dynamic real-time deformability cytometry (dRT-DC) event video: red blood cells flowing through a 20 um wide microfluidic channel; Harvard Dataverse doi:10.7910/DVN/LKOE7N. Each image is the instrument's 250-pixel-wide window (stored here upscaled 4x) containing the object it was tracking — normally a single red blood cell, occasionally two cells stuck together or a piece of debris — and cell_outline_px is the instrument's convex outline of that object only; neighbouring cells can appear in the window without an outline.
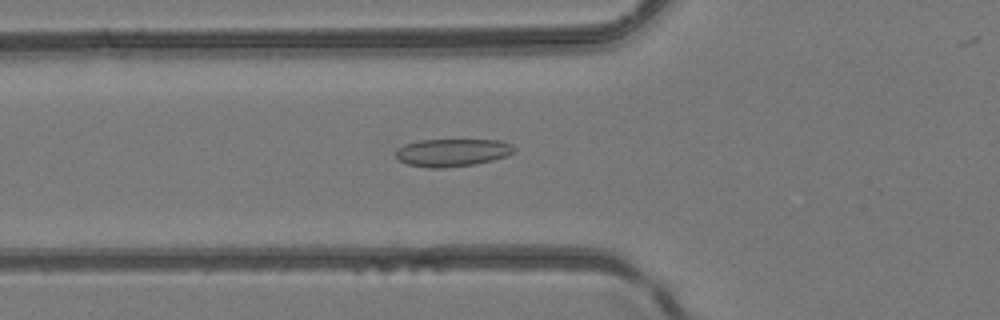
{"species": "common noctule bat (a hibernating species)", "species_latin": "Nyctalus noctula", "temperature_condition": "room temperature", "stored_images_in_passage": 48, "camera_frame_rate_fps": 3000, "um_per_image_px": 0.085, "animal": {"sex": "female", "body_mass_g": 24.6, "forearm_length_mm": 56.2}, "frame": {"image": 1, "passage_image": 17, "time_ms": 5.333, "image_size_px": [1000, 320], "cell_outline_px": [[516, 148], [512, 152], [504, 156], [492, 160], [472, 164], [444, 168], [428, 168], [408, 164], [400, 160], [396, 156], [396, 148], [404, 144], [420, 140], [500, 140], [512, 144]], "centroid_in_image_um": [38.41, 12.96], "position_along_channel_um": 87.4, "area_um2": 18.96}}
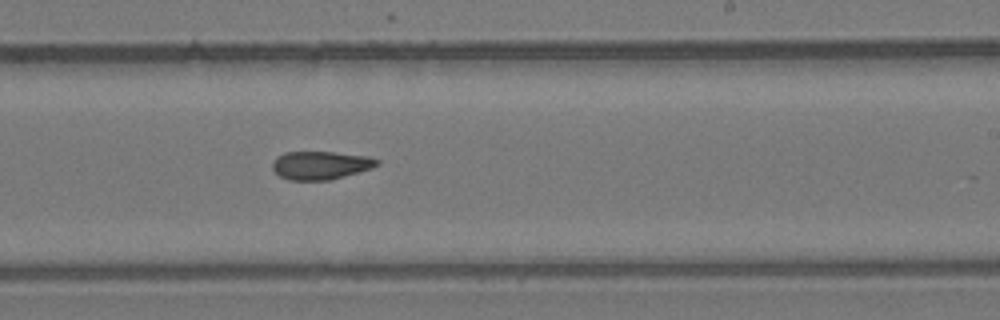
{"frame": {"image": 2, "passage_image": 29, "time_ms": 9.333, "image_size_px": [1000, 320], "cell_outline_px": [[380, 164], [372, 168], [328, 180], [288, 180], [280, 176], [272, 168], [272, 160], [276, 156], [284, 152], [332, 152], [368, 156], [380, 160]], "centroid_in_image_um": [27.22, 14.04], "position_along_channel_um": 261.8, "area_um2": 17.22}}
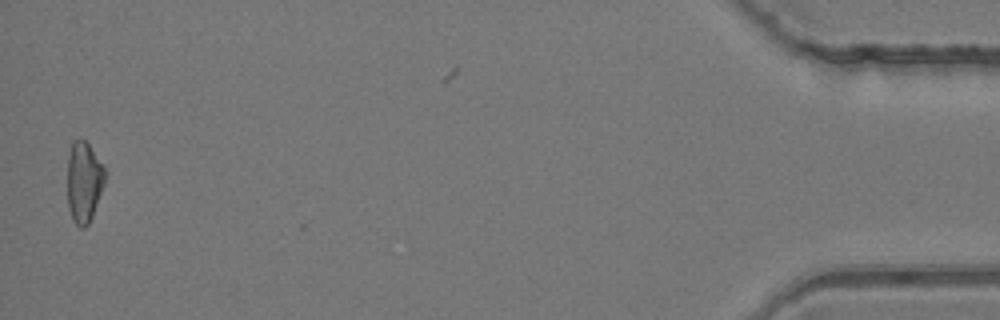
{"frame": {"image": 3, "passage_image": 47, "time_ms": 15.333, "image_size_px": [1000, 320], "cell_outline_px": [[108, 172], [104, 184], [92, 216], [88, 224], [84, 228], [80, 228], [72, 220], [68, 208], [68, 156], [72, 140], [80, 136], [88, 144]], "centroid_in_image_um": [7.13, 15.44], "position_along_channel_um": 428.1, "area_um2": 17.92}}